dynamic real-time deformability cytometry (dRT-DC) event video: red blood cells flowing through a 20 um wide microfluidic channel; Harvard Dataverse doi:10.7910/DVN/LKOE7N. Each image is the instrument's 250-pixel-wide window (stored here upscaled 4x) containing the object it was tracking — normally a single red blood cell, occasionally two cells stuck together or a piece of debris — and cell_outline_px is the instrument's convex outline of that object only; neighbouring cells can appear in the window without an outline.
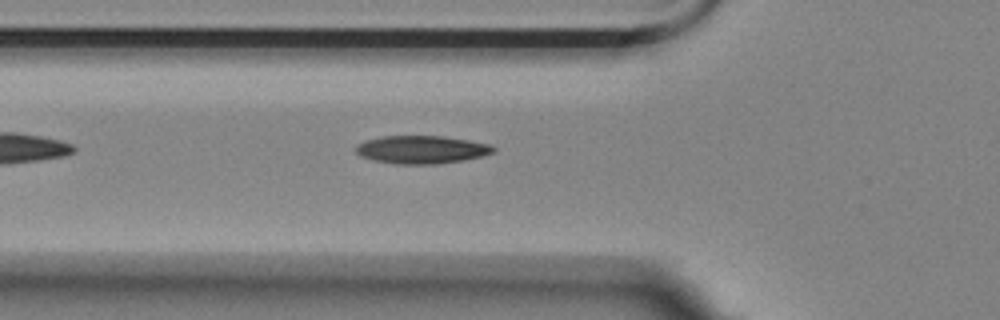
{"species": "Egyptian fruit bat (a non-hibernating species)", "species_latin": "Rousettus aegyptiacus", "temperature_condition": "room temperature", "stored_images_in_passage": 9, "segment_of_instrument_passage": [2, 2], "camera_frame_rate_fps": 3000, "um_per_image_px": 0.085, "animal": {"sex": "female"}, "frame": {"image": 1, "passage_image": 9, "time_ms": 12.333, "image_size_px": [1000, 320], "cell_outline_px": [[496, 152], [484, 156], [464, 160], [436, 164], [396, 164], [376, 160], [360, 156], [356, 152], [356, 144], [364, 140], [380, 136], [444, 136], [468, 140], [488, 144], [496, 148]], "centroid_in_image_um": [35.84, 12.71], "position_along_channel_um": 90.0, "area_um2": 22.54}}